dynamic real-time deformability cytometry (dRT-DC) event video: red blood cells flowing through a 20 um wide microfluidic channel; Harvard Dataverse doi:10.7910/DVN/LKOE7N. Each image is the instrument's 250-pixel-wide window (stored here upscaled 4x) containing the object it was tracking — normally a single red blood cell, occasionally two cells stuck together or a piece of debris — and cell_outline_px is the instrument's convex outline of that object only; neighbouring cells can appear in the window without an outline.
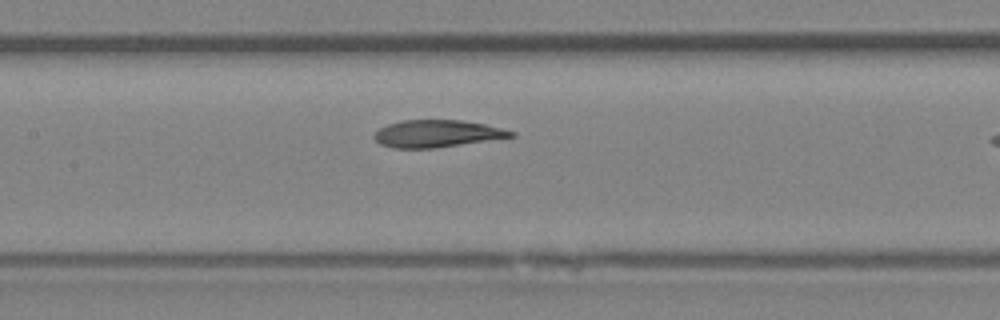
{"species": "Egyptian fruit bat (a non-hibernating species)", "species_latin": "Rousettus aegyptiacus", "temperature_condition": "room temperature", "stored_images_in_passage": 8, "camera_frame_rate_fps": 3000, "um_per_image_px": 0.085, "animal": {"sex": "female"}, "frame": {"image": 1, "passage_image": 7, "time_ms": 8.0, "image_size_px": [1000, 320], "cell_outline_px": [[516, 136], [436, 148], [392, 148], [380, 144], [372, 136], [380, 128], [388, 124], [400, 120], [460, 120], [484, 124], [516, 132]], "centroid_in_image_um": [37.12, 11.36], "position_along_channel_um": 170.3, "area_um2": 21.62}}